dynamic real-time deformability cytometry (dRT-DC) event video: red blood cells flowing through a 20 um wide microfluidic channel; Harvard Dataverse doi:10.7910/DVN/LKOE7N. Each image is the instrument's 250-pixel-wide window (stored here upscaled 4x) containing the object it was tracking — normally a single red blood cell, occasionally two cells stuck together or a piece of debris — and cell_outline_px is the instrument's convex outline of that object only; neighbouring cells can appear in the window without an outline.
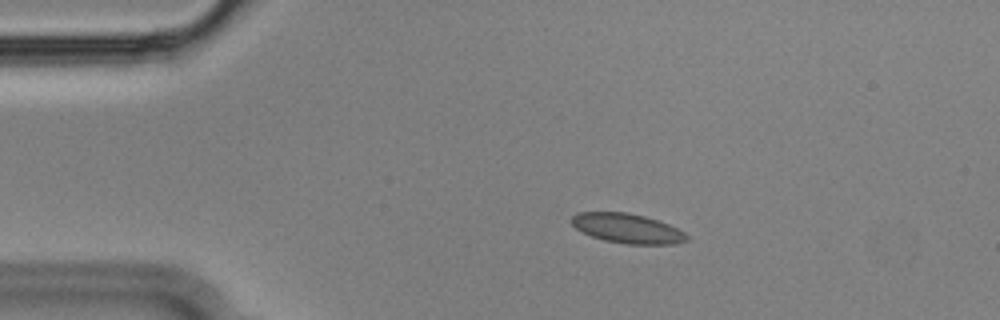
{"species": "Egyptian fruit bat (a non-hibernating species)", "species_latin": "Rousettus aegyptiacus", "temperature_condition": "cold", "stored_images_in_passage": 55, "segment_of_instrument_passage": [1, 2], "camera_frame_rate_fps": 3000, "um_per_image_px": 0.085, "animal": {"sex": "male"}, "frame": {"image": 1, "passage_image": 10, "time_ms": 3.0, "image_size_px": [1000, 320], "cell_outline_px": [[688, 240], [676, 244], [628, 244], [604, 240], [592, 236], [576, 228], [572, 224], [572, 216], [576, 212], [628, 212], [644, 216], [668, 224], [684, 232], [688, 236]], "centroid_in_image_um": [53.33, 19.41], "position_along_channel_um": 31.7, "area_um2": 19.71}}
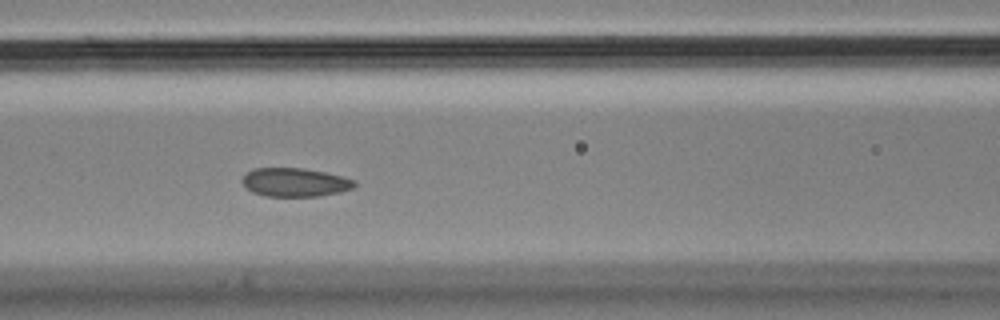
{"frame": {"image": 2, "passage_image": 23, "time_ms": 7.333, "image_size_px": [1000, 320], "cell_outline_px": [[356, 184], [352, 188], [340, 192], [320, 196], [264, 196], [252, 192], [244, 184], [244, 176], [252, 168], [300, 168], [324, 172], [356, 180]], "centroid_in_image_um": [25.09, 15.5], "position_along_channel_um": 141.5, "area_um2": 18.5}}
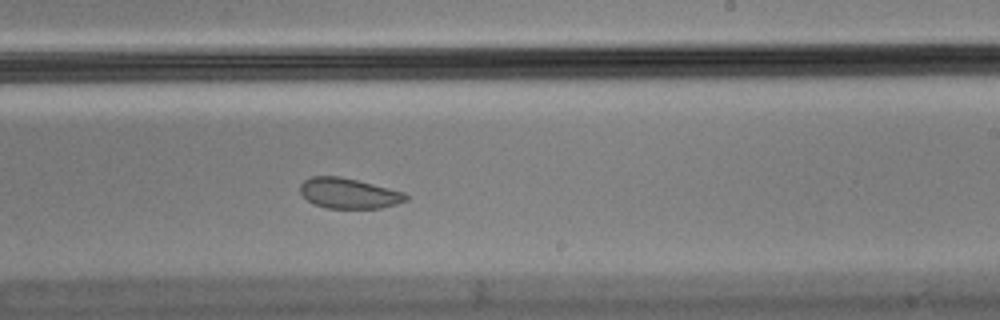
{"frame": {"image": 3, "passage_image": 33, "time_ms": 10.667, "image_size_px": [1000, 320], "cell_outline_px": [[408, 200], [396, 204], [380, 208], [328, 208], [316, 204], [308, 200], [300, 192], [300, 184], [304, 180], [312, 176], [340, 176], [404, 192], [408, 196]], "centroid_in_image_um": [29.65, 16.43], "position_along_channel_um": 259.4, "area_um2": 18.5}}